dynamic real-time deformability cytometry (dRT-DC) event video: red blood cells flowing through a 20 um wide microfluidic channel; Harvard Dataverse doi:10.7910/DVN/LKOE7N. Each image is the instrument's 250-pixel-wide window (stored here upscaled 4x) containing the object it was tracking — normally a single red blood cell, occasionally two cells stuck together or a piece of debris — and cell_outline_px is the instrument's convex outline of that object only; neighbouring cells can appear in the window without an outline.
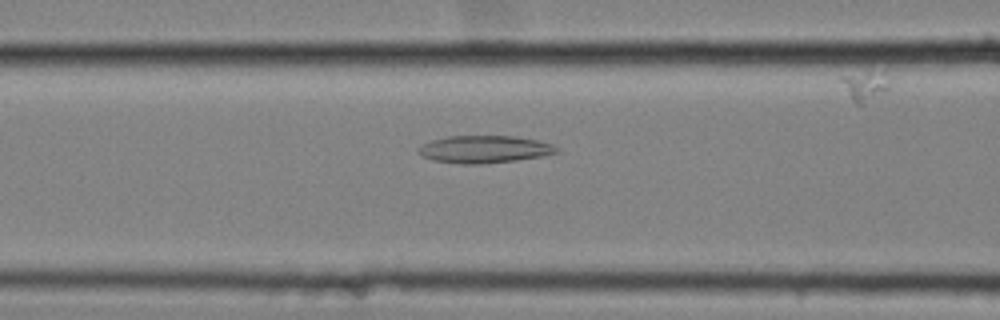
{"species": "common noctule bat (a hibernating species)", "species_latin": "Nyctalus noctula", "temperature_condition": "cold", "stored_images_in_passage": 46, "camera_frame_rate_fps": 3000, "um_per_image_px": 0.085, "animal": {"sex": "female", "body_mass_g": 25.1}, "frame": {"image": 1, "passage_image": 14, "time_ms": 4.333, "image_size_px": [1000, 320], "cell_outline_px": [[560, 152], [540, 156], [516, 160], [480, 164], [464, 164], [432, 160], [416, 152], [416, 148], [432, 140], [448, 136], [516, 136], [536, 140], [552, 144], [560, 148]], "centroid_in_image_um": [41.17, 12.68], "position_along_channel_um": 125.4, "area_um2": 22.02}}
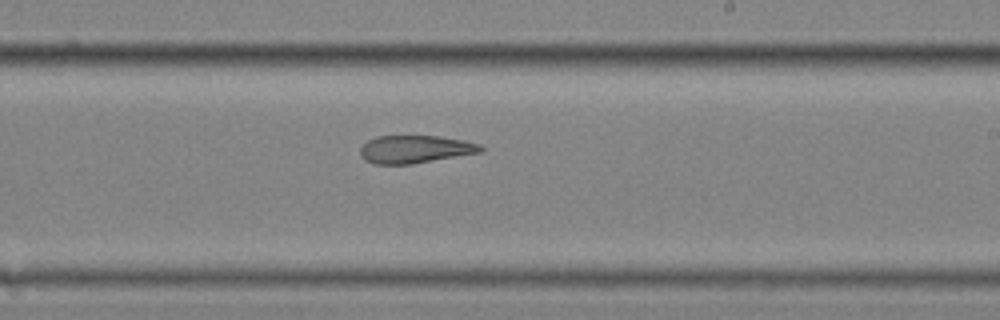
{"frame": {"image": 2, "passage_image": 25, "time_ms": 8.0, "image_size_px": [1000, 320], "cell_outline_px": [[484, 152], [412, 164], [376, 164], [364, 160], [360, 156], [360, 148], [368, 140], [376, 136], [440, 136], [464, 140], [480, 144], [484, 148]], "centroid_in_image_um": [35.31, 12.69], "position_along_channel_um": 253.7, "area_um2": 19.71}}
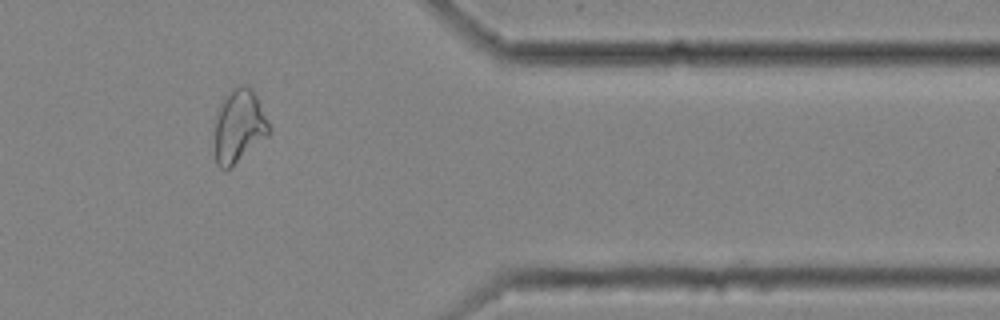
{"frame": {"image": 3, "passage_image": 38, "time_ms": 12.333, "image_size_px": [1000, 320], "cell_outline_px": [[272, 132], [268, 136], [224, 172], [216, 164], [216, 116], [220, 104], [224, 96], [232, 88], [244, 84], [256, 96], [272, 128]], "centroid_in_image_um": [20.33, 10.73], "position_along_channel_um": 391.1, "area_um2": 22.95}}